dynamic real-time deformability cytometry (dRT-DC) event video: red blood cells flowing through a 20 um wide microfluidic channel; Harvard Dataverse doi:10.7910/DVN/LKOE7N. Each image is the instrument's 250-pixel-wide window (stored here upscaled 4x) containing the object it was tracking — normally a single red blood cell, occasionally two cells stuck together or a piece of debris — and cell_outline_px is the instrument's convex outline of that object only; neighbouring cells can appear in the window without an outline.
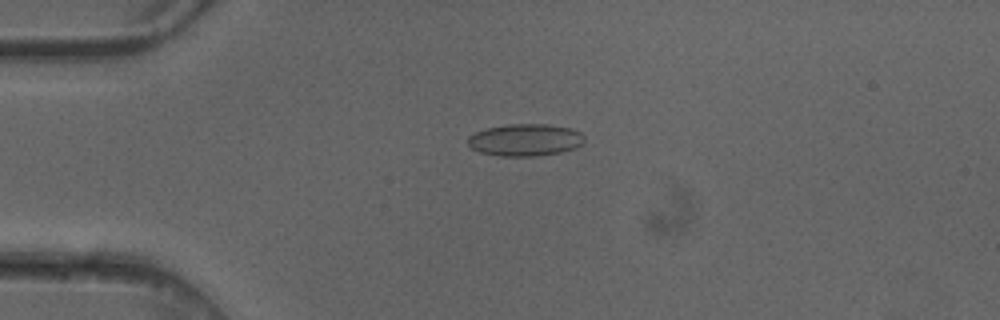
{"species": "common noctule bat (a hibernating species)", "species_latin": "Nyctalus noctula", "temperature_condition": "cold", "stored_images_in_passage": 6, "camera_frame_rate_fps": 3000, "um_per_image_px": 0.085, "animal": {"sex": "female"}, "frame": {"image": 1, "passage_image": 4, "time_ms": 1.0, "image_size_px": [1000, 320], "cell_outline_px": [[584, 140], [576, 148], [560, 152], [536, 156], [500, 156], [480, 152], [472, 148], [468, 144], [468, 136], [484, 128], [508, 124], [548, 124], [572, 128], [580, 132], [584, 136]], "centroid_in_image_um": [44.64, 11.88], "position_along_channel_um": 40.4, "area_um2": 21.91}}
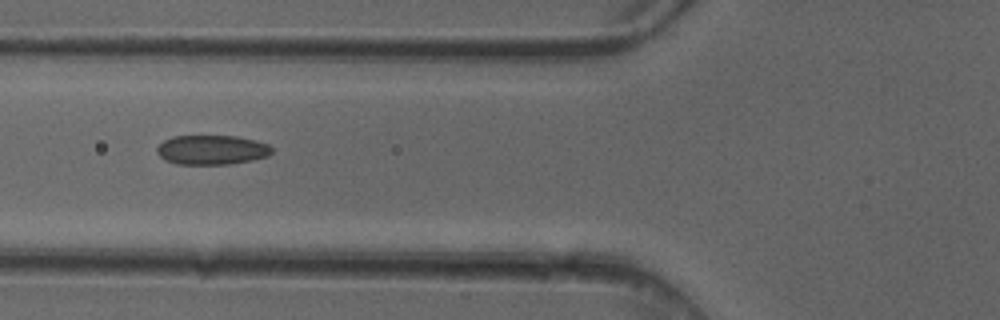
{"frame": {"image": 2, "passage_image": 6, "time_ms": 1.667, "image_size_px": [1000, 320], "cell_outline_px": [[272, 152], [268, 156], [252, 160], [228, 164], [176, 164], [164, 160], [156, 152], [156, 148], [164, 140], [172, 136], [236, 136], [256, 140], [268, 144], [272, 148]], "centroid_in_image_um": [17.99, 12.74], "position_along_channel_um": 107.8, "area_um2": 19.83}}